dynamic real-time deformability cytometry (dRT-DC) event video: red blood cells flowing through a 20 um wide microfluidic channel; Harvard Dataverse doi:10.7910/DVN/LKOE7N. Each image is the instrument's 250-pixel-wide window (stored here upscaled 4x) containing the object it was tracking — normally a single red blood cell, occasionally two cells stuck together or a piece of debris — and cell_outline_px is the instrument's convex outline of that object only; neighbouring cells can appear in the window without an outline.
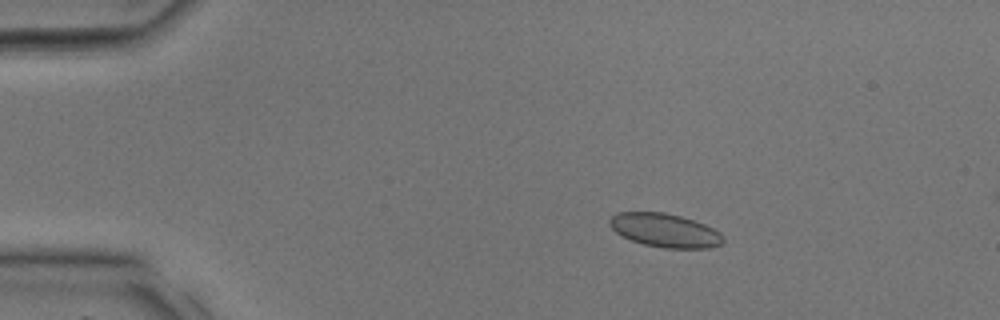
{"species": "common noctule bat (a hibernating species)", "species_latin": "Nyctalus noctula", "temperature_condition": "room temperature", "stored_images_in_passage": 10, "camera_frame_rate_fps": 3000, "um_per_image_px": 0.085, "animal": {"sex": "male", "body_mass_g": 17.9, "forearm_length_mm": 54.2}, "frame": {"image": 1, "passage_image": 7, "time_ms": 2.0, "image_size_px": [1000, 320], "cell_outline_px": [[724, 240], [720, 244], [708, 248], [664, 248], [644, 244], [632, 240], [616, 232], [608, 224], [608, 220], [616, 212], [664, 212], [680, 216], [704, 224], [720, 232], [724, 236]], "centroid_in_image_um": [56.51, 19.57], "position_along_channel_um": 28.5, "area_um2": 22.14}}